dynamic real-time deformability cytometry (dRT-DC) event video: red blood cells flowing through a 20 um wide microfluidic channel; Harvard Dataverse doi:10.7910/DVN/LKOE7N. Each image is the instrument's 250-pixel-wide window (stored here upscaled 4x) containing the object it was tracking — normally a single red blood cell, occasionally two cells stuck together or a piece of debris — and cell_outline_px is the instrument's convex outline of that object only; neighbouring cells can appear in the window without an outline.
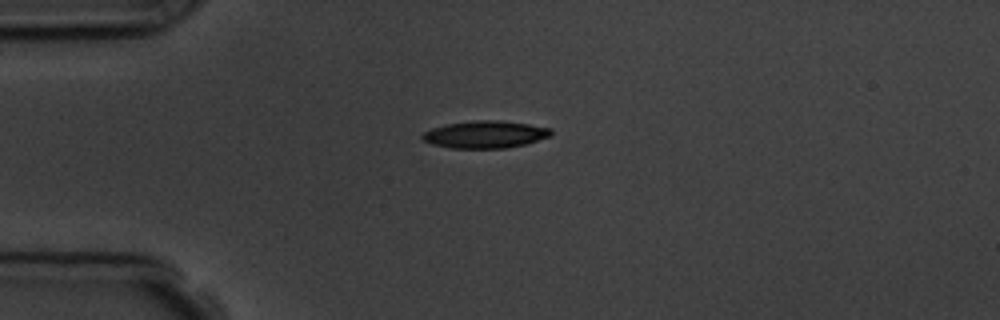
{"species": "common noctule bat (a hibernating species)", "species_latin": "Nyctalus noctula", "temperature_condition": "room temperature", "stored_images_in_passage": 3, "camera_frame_rate_fps": 3000, "um_per_image_px": 0.085, "animal": {"sex": "male", "body_mass_g": 19.5, "forearm_length_mm": 54.6}, "frame": {"image": 1, "passage_image": 1, "time_ms": 0.0, "image_size_px": [1000, 320], "cell_outline_px": [[552, 136], [524, 144], [508, 148], [452, 148], [432, 144], [424, 140], [420, 136], [424, 132], [432, 128], [448, 124], [476, 120], [500, 120], [528, 124], [552, 128]], "centroid_in_image_um": [41.27, 11.43], "position_along_channel_um": 43.7, "area_um2": 20.4}}